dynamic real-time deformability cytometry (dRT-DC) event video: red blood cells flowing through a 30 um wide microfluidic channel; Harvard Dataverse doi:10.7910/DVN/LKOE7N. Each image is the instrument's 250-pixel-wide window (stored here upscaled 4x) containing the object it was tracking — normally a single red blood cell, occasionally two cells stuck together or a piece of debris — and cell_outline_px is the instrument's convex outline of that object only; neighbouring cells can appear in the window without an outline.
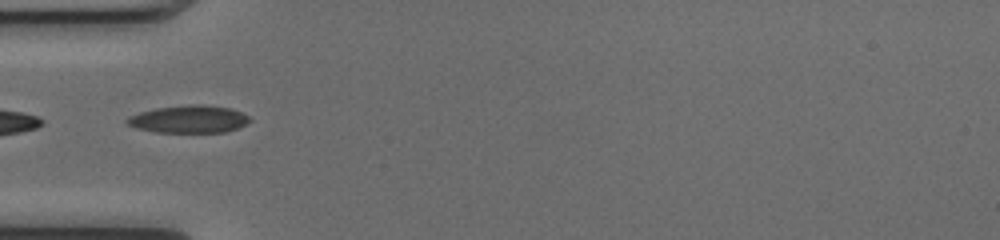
{"species": "common noctule bat (a hibernating species)", "species_latin": "Nyctalus noctula", "temperature_condition": "cold", "stored_images_in_passage": 13, "camera_frame_rate_fps": 3000, "um_per_image_px": 0.085, "animal": {"sex": "female", "body_mass_g": 17.0, "forearm_length_mm": 48.0}, "frame": {"image": 1, "passage_image": 1, "time_ms": 0.0, "image_size_px": [1000, 240], "cell_outline_px": [[252, 120], [236, 128], [224, 132], [156, 132], [136, 128], [128, 124], [124, 120], [128, 116], [140, 112], [156, 108], [196, 104], [200, 104], [232, 108], [248, 116]], "centroid_in_image_um": [16.03, 10.13], "position_along_channel_um": 69.0, "area_um2": 19.54}}
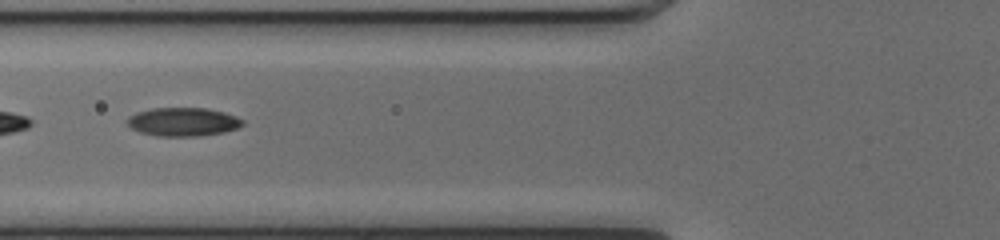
{"frame": {"image": 2, "passage_image": 4, "time_ms": 1.0, "image_size_px": [1000, 240], "cell_outline_px": [[244, 124], [236, 128], [224, 132], [196, 136], [156, 136], [140, 132], [132, 128], [128, 124], [128, 116], [136, 112], [152, 108], [204, 108], [224, 112], [236, 116], [244, 120]], "centroid_in_image_um": [15.55, 10.35], "position_along_channel_um": 110.2, "area_um2": 19.13}}